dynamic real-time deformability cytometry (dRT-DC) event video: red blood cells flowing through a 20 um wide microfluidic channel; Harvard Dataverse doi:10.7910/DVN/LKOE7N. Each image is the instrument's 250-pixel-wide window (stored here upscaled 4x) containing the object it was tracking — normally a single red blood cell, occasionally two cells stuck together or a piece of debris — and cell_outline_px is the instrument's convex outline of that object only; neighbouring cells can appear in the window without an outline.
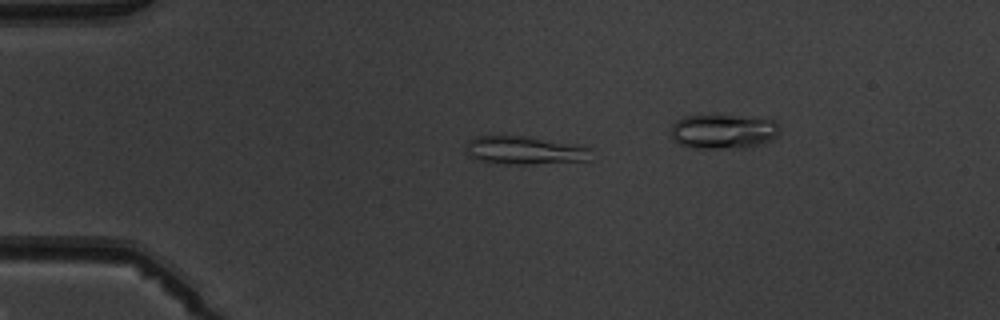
{"species": "common noctule bat (a hibernating species)", "species_latin": "Nyctalus noctula", "temperature_condition": "warm", "stored_images_in_passage": 6, "camera_frame_rate_fps": 3000, "um_per_image_px": 0.085, "animal": {"sex": "male", "body_mass_g": 19.5, "forearm_length_mm": 54.6}, "frame": {"image": 1, "passage_image": 4, "time_ms": 3.667, "image_size_px": [1000, 320], "cell_outline_px": [[592, 160], [532, 164], [496, 164], [476, 160], [468, 156], [464, 152], [464, 148], [468, 140], [476, 136], [524, 136], [584, 144], [588, 148]], "centroid_in_image_um": [44.57, 12.78], "position_along_channel_um": 40.4, "area_um2": 21.21}}